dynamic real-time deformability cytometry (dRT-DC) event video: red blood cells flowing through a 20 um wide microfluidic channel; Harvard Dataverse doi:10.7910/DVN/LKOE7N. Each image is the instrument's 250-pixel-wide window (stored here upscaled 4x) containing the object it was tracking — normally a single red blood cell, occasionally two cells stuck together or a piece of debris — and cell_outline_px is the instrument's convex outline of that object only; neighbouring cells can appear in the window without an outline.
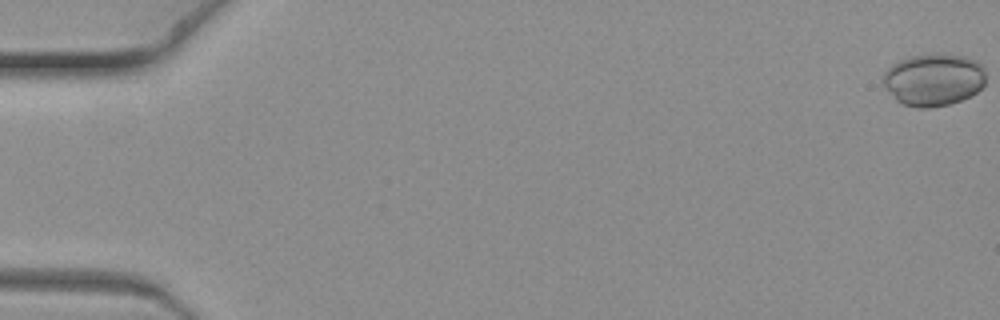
{"species": "common noctule bat (a hibernating species)", "species_latin": "Nyctalus noctula", "temperature_condition": "warm", "stored_images_in_passage": 4, "camera_frame_rate_fps": 3000, "um_per_image_px": 0.085, "animal": {"sex": "female", "body_mass_g": 19.3, "forearm_length_mm": 54.1}, "frame": {"image": 1, "passage_image": 1, "time_ms": 0.0, "image_size_px": [1000, 320], "cell_outline_px": [[984, 84], [976, 92], [960, 100], [948, 104], [928, 108], [916, 108], [904, 104], [896, 100], [884, 88], [880, 80], [884, 72], [892, 64], [900, 60], [912, 56], [964, 56], [980, 64], [984, 68]], "centroid_in_image_um": [79.29, 6.81], "position_along_channel_um": 5.7, "area_um2": 30.75}}